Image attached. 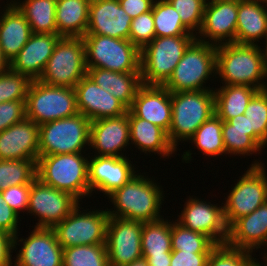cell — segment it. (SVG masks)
I'll list each match as a JSON object with an SVG mask.
<instances>
[{
  "label": "cell",
  "instance_id": "34",
  "mask_svg": "<svg viewBox=\"0 0 267 266\" xmlns=\"http://www.w3.org/2000/svg\"><path fill=\"white\" fill-rule=\"evenodd\" d=\"M142 255H164L172 253L171 219L143 223L141 235Z\"/></svg>",
  "mask_w": 267,
  "mask_h": 266
},
{
  "label": "cell",
  "instance_id": "51",
  "mask_svg": "<svg viewBox=\"0 0 267 266\" xmlns=\"http://www.w3.org/2000/svg\"><path fill=\"white\" fill-rule=\"evenodd\" d=\"M229 123V130H240L248 132V136L253 138V131H249L248 118L242 114L237 115L227 121Z\"/></svg>",
  "mask_w": 267,
  "mask_h": 266
},
{
  "label": "cell",
  "instance_id": "12",
  "mask_svg": "<svg viewBox=\"0 0 267 266\" xmlns=\"http://www.w3.org/2000/svg\"><path fill=\"white\" fill-rule=\"evenodd\" d=\"M81 205L79 203L63 221L52 228L63 249L79 245L106 244L107 223L110 217L107 210L94 209L96 206L85 210Z\"/></svg>",
  "mask_w": 267,
  "mask_h": 266
},
{
  "label": "cell",
  "instance_id": "39",
  "mask_svg": "<svg viewBox=\"0 0 267 266\" xmlns=\"http://www.w3.org/2000/svg\"><path fill=\"white\" fill-rule=\"evenodd\" d=\"M63 266H109L106 244L64 248Z\"/></svg>",
  "mask_w": 267,
  "mask_h": 266
},
{
  "label": "cell",
  "instance_id": "35",
  "mask_svg": "<svg viewBox=\"0 0 267 266\" xmlns=\"http://www.w3.org/2000/svg\"><path fill=\"white\" fill-rule=\"evenodd\" d=\"M152 14L156 37L194 35L182 23L179 13L167 0H155Z\"/></svg>",
  "mask_w": 267,
  "mask_h": 266
},
{
  "label": "cell",
  "instance_id": "17",
  "mask_svg": "<svg viewBox=\"0 0 267 266\" xmlns=\"http://www.w3.org/2000/svg\"><path fill=\"white\" fill-rule=\"evenodd\" d=\"M129 159L127 156L92 155L90 157L89 155L88 181L91 197L96 191V194L103 193V196H109L135 176L139 170Z\"/></svg>",
  "mask_w": 267,
  "mask_h": 266
},
{
  "label": "cell",
  "instance_id": "52",
  "mask_svg": "<svg viewBox=\"0 0 267 266\" xmlns=\"http://www.w3.org/2000/svg\"><path fill=\"white\" fill-rule=\"evenodd\" d=\"M146 259L149 266H170L171 253H164V255H142Z\"/></svg>",
  "mask_w": 267,
  "mask_h": 266
},
{
  "label": "cell",
  "instance_id": "46",
  "mask_svg": "<svg viewBox=\"0 0 267 266\" xmlns=\"http://www.w3.org/2000/svg\"><path fill=\"white\" fill-rule=\"evenodd\" d=\"M31 184L9 186L1 192L2 197L16 213H27ZM22 211V212H21Z\"/></svg>",
  "mask_w": 267,
  "mask_h": 266
},
{
  "label": "cell",
  "instance_id": "27",
  "mask_svg": "<svg viewBox=\"0 0 267 266\" xmlns=\"http://www.w3.org/2000/svg\"><path fill=\"white\" fill-rule=\"evenodd\" d=\"M130 144L146 154L154 153L161 158L175 157L177 150L169 142L167 132L161 127L136 117L129 110Z\"/></svg>",
  "mask_w": 267,
  "mask_h": 266
},
{
  "label": "cell",
  "instance_id": "7",
  "mask_svg": "<svg viewBox=\"0 0 267 266\" xmlns=\"http://www.w3.org/2000/svg\"><path fill=\"white\" fill-rule=\"evenodd\" d=\"M90 123L87 117L78 112L39 125V156L88 151Z\"/></svg>",
  "mask_w": 267,
  "mask_h": 266
},
{
  "label": "cell",
  "instance_id": "54",
  "mask_svg": "<svg viewBox=\"0 0 267 266\" xmlns=\"http://www.w3.org/2000/svg\"><path fill=\"white\" fill-rule=\"evenodd\" d=\"M125 266H149V265L147 264L146 259L142 257Z\"/></svg>",
  "mask_w": 267,
  "mask_h": 266
},
{
  "label": "cell",
  "instance_id": "45",
  "mask_svg": "<svg viewBox=\"0 0 267 266\" xmlns=\"http://www.w3.org/2000/svg\"><path fill=\"white\" fill-rule=\"evenodd\" d=\"M26 118V101L0 103V132Z\"/></svg>",
  "mask_w": 267,
  "mask_h": 266
},
{
  "label": "cell",
  "instance_id": "47",
  "mask_svg": "<svg viewBox=\"0 0 267 266\" xmlns=\"http://www.w3.org/2000/svg\"><path fill=\"white\" fill-rule=\"evenodd\" d=\"M21 215L5 203L0 192V229L15 237L19 232Z\"/></svg>",
  "mask_w": 267,
  "mask_h": 266
},
{
  "label": "cell",
  "instance_id": "42",
  "mask_svg": "<svg viewBox=\"0 0 267 266\" xmlns=\"http://www.w3.org/2000/svg\"><path fill=\"white\" fill-rule=\"evenodd\" d=\"M32 80L10 68L0 75V103L8 101H26Z\"/></svg>",
  "mask_w": 267,
  "mask_h": 266
},
{
  "label": "cell",
  "instance_id": "19",
  "mask_svg": "<svg viewBox=\"0 0 267 266\" xmlns=\"http://www.w3.org/2000/svg\"><path fill=\"white\" fill-rule=\"evenodd\" d=\"M237 14L238 3L207 1L196 40L214 45L235 43Z\"/></svg>",
  "mask_w": 267,
  "mask_h": 266
},
{
  "label": "cell",
  "instance_id": "57",
  "mask_svg": "<svg viewBox=\"0 0 267 266\" xmlns=\"http://www.w3.org/2000/svg\"><path fill=\"white\" fill-rule=\"evenodd\" d=\"M264 251L263 252H261L260 254L262 255L261 257V259H267V245L264 247V249H263ZM266 251V252H265ZM263 253V254H262Z\"/></svg>",
  "mask_w": 267,
  "mask_h": 266
},
{
  "label": "cell",
  "instance_id": "13",
  "mask_svg": "<svg viewBox=\"0 0 267 266\" xmlns=\"http://www.w3.org/2000/svg\"><path fill=\"white\" fill-rule=\"evenodd\" d=\"M80 203L72 194L57 190L36 178L31 183L27 215L37 219L35 228H53L63 221ZM39 218V219H38Z\"/></svg>",
  "mask_w": 267,
  "mask_h": 266
},
{
  "label": "cell",
  "instance_id": "2",
  "mask_svg": "<svg viewBox=\"0 0 267 266\" xmlns=\"http://www.w3.org/2000/svg\"><path fill=\"white\" fill-rule=\"evenodd\" d=\"M216 78L223 85L240 84L264 90L267 86V57L258 45H217Z\"/></svg>",
  "mask_w": 267,
  "mask_h": 266
},
{
  "label": "cell",
  "instance_id": "21",
  "mask_svg": "<svg viewBox=\"0 0 267 266\" xmlns=\"http://www.w3.org/2000/svg\"><path fill=\"white\" fill-rule=\"evenodd\" d=\"M131 22L118 0H91L86 34L129 40Z\"/></svg>",
  "mask_w": 267,
  "mask_h": 266
},
{
  "label": "cell",
  "instance_id": "33",
  "mask_svg": "<svg viewBox=\"0 0 267 266\" xmlns=\"http://www.w3.org/2000/svg\"><path fill=\"white\" fill-rule=\"evenodd\" d=\"M188 142L193 143L199 153H203L202 156H211L214 159L226 155L222 137V120L216 114L212 115L196 130Z\"/></svg>",
  "mask_w": 267,
  "mask_h": 266
},
{
  "label": "cell",
  "instance_id": "8",
  "mask_svg": "<svg viewBox=\"0 0 267 266\" xmlns=\"http://www.w3.org/2000/svg\"><path fill=\"white\" fill-rule=\"evenodd\" d=\"M256 159L232 186L227 198L224 195V218L228 228L239 218L252 213L267 202V169Z\"/></svg>",
  "mask_w": 267,
  "mask_h": 266
},
{
  "label": "cell",
  "instance_id": "9",
  "mask_svg": "<svg viewBox=\"0 0 267 266\" xmlns=\"http://www.w3.org/2000/svg\"><path fill=\"white\" fill-rule=\"evenodd\" d=\"M82 38L87 68L140 72V50L130 40L95 34Z\"/></svg>",
  "mask_w": 267,
  "mask_h": 266
},
{
  "label": "cell",
  "instance_id": "58",
  "mask_svg": "<svg viewBox=\"0 0 267 266\" xmlns=\"http://www.w3.org/2000/svg\"><path fill=\"white\" fill-rule=\"evenodd\" d=\"M259 259L252 265V266H264L260 261Z\"/></svg>",
  "mask_w": 267,
  "mask_h": 266
},
{
  "label": "cell",
  "instance_id": "15",
  "mask_svg": "<svg viewBox=\"0 0 267 266\" xmlns=\"http://www.w3.org/2000/svg\"><path fill=\"white\" fill-rule=\"evenodd\" d=\"M188 198L176 221L185 228L205 234L217 245L226 244L228 226L224 218L223 202L220 206L196 196L189 195Z\"/></svg>",
  "mask_w": 267,
  "mask_h": 266
},
{
  "label": "cell",
  "instance_id": "31",
  "mask_svg": "<svg viewBox=\"0 0 267 266\" xmlns=\"http://www.w3.org/2000/svg\"><path fill=\"white\" fill-rule=\"evenodd\" d=\"M259 91L248 85H222L214 88L215 114L228 121L237 115L244 114L252 97Z\"/></svg>",
  "mask_w": 267,
  "mask_h": 266
},
{
  "label": "cell",
  "instance_id": "18",
  "mask_svg": "<svg viewBox=\"0 0 267 266\" xmlns=\"http://www.w3.org/2000/svg\"><path fill=\"white\" fill-rule=\"evenodd\" d=\"M128 146H131L129 109L118 117L91 121L89 149L94 155L125 157Z\"/></svg>",
  "mask_w": 267,
  "mask_h": 266
},
{
  "label": "cell",
  "instance_id": "29",
  "mask_svg": "<svg viewBox=\"0 0 267 266\" xmlns=\"http://www.w3.org/2000/svg\"><path fill=\"white\" fill-rule=\"evenodd\" d=\"M87 75L128 109L143 85L140 72H114L103 68H87Z\"/></svg>",
  "mask_w": 267,
  "mask_h": 266
},
{
  "label": "cell",
  "instance_id": "59",
  "mask_svg": "<svg viewBox=\"0 0 267 266\" xmlns=\"http://www.w3.org/2000/svg\"><path fill=\"white\" fill-rule=\"evenodd\" d=\"M261 263H262L264 266H267V259H263V262L261 261Z\"/></svg>",
  "mask_w": 267,
  "mask_h": 266
},
{
  "label": "cell",
  "instance_id": "1",
  "mask_svg": "<svg viewBox=\"0 0 267 266\" xmlns=\"http://www.w3.org/2000/svg\"><path fill=\"white\" fill-rule=\"evenodd\" d=\"M147 173L143 172L141 174L139 171L121 188L116 189L107 196V199L113 205L111 209L106 207L110 217L143 223L164 217L160 212L166 197L164 195L165 191L162 185L156 182L154 176L151 178Z\"/></svg>",
  "mask_w": 267,
  "mask_h": 266
},
{
  "label": "cell",
  "instance_id": "48",
  "mask_svg": "<svg viewBox=\"0 0 267 266\" xmlns=\"http://www.w3.org/2000/svg\"><path fill=\"white\" fill-rule=\"evenodd\" d=\"M210 253L172 250L170 266H206Z\"/></svg>",
  "mask_w": 267,
  "mask_h": 266
},
{
  "label": "cell",
  "instance_id": "40",
  "mask_svg": "<svg viewBox=\"0 0 267 266\" xmlns=\"http://www.w3.org/2000/svg\"><path fill=\"white\" fill-rule=\"evenodd\" d=\"M222 137L226 149V155L255 156L260 155L262 147L251 137L248 132L240 130H229V123L222 121ZM257 154V155H256Z\"/></svg>",
  "mask_w": 267,
  "mask_h": 266
},
{
  "label": "cell",
  "instance_id": "50",
  "mask_svg": "<svg viewBox=\"0 0 267 266\" xmlns=\"http://www.w3.org/2000/svg\"><path fill=\"white\" fill-rule=\"evenodd\" d=\"M14 237L0 229V266H13Z\"/></svg>",
  "mask_w": 267,
  "mask_h": 266
},
{
  "label": "cell",
  "instance_id": "23",
  "mask_svg": "<svg viewBox=\"0 0 267 266\" xmlns=\"http://www.w3.org/2000/svg\"><path fill=\"white\" fill-rule=\"evenodd\" d=\"M129 110L168 133L172 117L171 92L164 86L143 84Z\"/></svg>",
  "mask_w": 267,
  "mask_h": 266
},
{
  "label": "cell",
  "instance_id": "5",
  "mask_svg": "<svg viewBox=\"0 0 267 266\" xmlns=\"http://www.w3.org/2000/svg\"><path fill=\"white\" fill-rule=\"evenodd\" d=\"M216 65L217 45L195 40L163 86L170 92L214 90L206 83L216 82Z\"/></svg>",
  "mask_w": 267,
  "mask_h": 266
},
{
  "label": "cell",
  "instance_id": "36",
  "mask_svg": "<svg viewBox=\"0 0 267 266\" xmlns=\"http://www.w3.org/2000/svg\"><path fill=\"white\" fill-rule=\"evenodd\" d=\"M37 160H0V192L9 186L31 184L36 178Z\"/></svg>",
  "mask_w": 267,
  "mask_h": 266
},
{
  "label": "cell",
  "instance_id": "49",
  "mask_svg": "<svg viewBox=\"0 0 267 266\" xmlns=\"http://www.w3.org/2000/svg\"><path fill=\"white\" fill-rule=\"evenodd\" d=\"M120 6L132 19L152 10L155 0H118Z\"/></svg>",
  "mask_w": 267,
  "mask_h": 266
},
{
  "label": "cell",
  "instance_id": "16",
  "mask_svg": "<svg viewBox=\"0 0 267 266\" xmlns=\"http://www.w3.org/2000/svg\"><path fill=\"white\" fill-rule=\"evenodd\" d=\"M143 222L109 217L106 247L109 266H125L142 258Z\"/></svg>",
  "mask_w": 267,
  "mask_h": 266
},
{
  "label": "cell",
  "instance_id": "26",
  "mask_svg": "<svg viewBox=\"0 0 267 266\" xmlns=\"http://www.w3.org/2000/svg\"><path fill=\"white\" fill-rule=\"evenodd\" d=\"M6 1L7 4L0 10V48L6 59L11 62L33 32L24 15L12 1Z\"/></svg>",
  "mask_w": 267,
  "mask_h": 266
},
{
  "label": "cell",
  "instance_id": "53",
  "mask_svg": "<svg viewBox=\"0 0 267 266\" xmlns=\"http://www.w3.org/2000/svg\"><path fill=\"white\" fill-rule=\"evenodd\" d=\"M10 68V62L4 56L0 48V75Z\"/></svg>",
  "mask_w": 267,
  "mask_h": 266
},
{
  "label": "cell",
  "instance_id": "4",
  "mask_svg": "<svg viewBox=\"0 0 267 266\" xmlns=\"http://www.w3.org/2000/svg\"><path fill=\"white\" fill-rule=\"evenodd\" d=\"M172 117L169 142L175 148L188 142L196 130L215 114L214 90L171 92Z\"/></svg>",
  "mask_w": 267,
  "mask_h": 266
},
{
  "label": "cell",
  "instance_id": "44",
  "mask_svg": "<svg viewBox=\"0 0 267 266\" xmlns=\"http://www.w3.org/2000/svg\"><path fill=\"white\" fill-rule=\"evenodd\" d=\"M152 10L132 19L129 40L141 51L155 38Z\"/></svg>",
  "mask_w": 267,
  "mask_h": 266
},
{
  "label": "cell",
  "instance_id": "41",
  "mask_svg": "<svg viewBox=\"0 0 267 266\" xmlns=\"http://www.w3.org/2000/svg\"><path fill=\"white\" fill-rule=\"evenodd\" d=\"M252 255L253 252L219 244L209 254L206 266H252L258 260Z\"/></svg>",
  "mask_w": 267,
  "mask_h": 266
},
{
  "label": "cell",
  "instance_id": "56",
  "mask_svg": "<svg viewBox=\"0 0 267 266\" xmlns=\"http://www.w3.org/2000/svg\"><path fill=\"white\" fill-rule=\"evenodd\" d=\"M207 1H225V2H233V3H240V2H244L247 0H207Z\"/></svg>",
  "mask_w": 267,
  "mask_h": 266
},
{
  "label": "cell",
  "instance_id": "3",
  "mask_svg": "<svg viewBox=\"0 0 267 266\" xmlns=\"http://www.w3.org/2000/svg\"><path fill=\"white\" fill-rule=\"evenodd\" d=\"M91 154L81 152L39 156L36 162L37 178L83 202L85 197H91L88 181V160Z\"/></svg>",
  "mask_w": 267,
  "mask_h": 266
},
{
  "label": "cell",
  "instance_id": "37",
  "mask_svg": "<svg viewBox=\"0 0 267 266\" xmlns=\"http://www.w3.org/2000/svg\"><path fill=\"white\" fill-rule=\"evenodd\" d=\"M244 115L248 118L249 131H253V139L264 150L267 147V86L252 97Z\"/></svg>",
  "mask_w": 267,
  "mask_h": 266
},
{
  "label": "cell",
  "instance_id": "32",
  "mask_svg": "<svg viewBox=\"0 0 267 266\" xmlns=\"http://www.w3.org/2000/svg\"><path fill=\"white\" fill-rule=\"evenodd\" d=\"M24 15L34 34H57V0H11Z\"/></svg>",
  "mask_w": 267,
  "mask_h": 266
},
{
  "label": "cell",
  "instance_id": "14",
  "mask_svg": "<svg viewBox=\"0 0 267 266\" xmlns=\"http://www.w3.org/2000/svg\"><path fill=\"white\" fill-rule=\"evenodd\" d=\"M32 228L25 239L24 236L19 238L20 233L14 237L15 252L20 247L16 257L13 256V266H63V248L54 230Z\"/></svg>",
  "mask_w": 267,
  "mask_h": 266
},
{
  "label": "cell",
  "instance_id": "24",
  "mask_svg": "<svg viewBox=\"0 0 267 266\" xmlns=\"http://www.w3.org/2000/svg\"><path fill=\"white\" fill-rule=\"evenodd\" d=\"M61 38L58 34H32L25 46L11 60L10 69L38 80Z\"/></svg>",
  "mask_w": 267,
  "mask_h": 266
},
{
  "label": "cell",
  "instance_id": "25",
  "mask_svg": "<svg viewBox=\"0 0 267 266\" xmlns=\"http://www.w3.org/2000/svg\"><path fill=\"white\" fill-rule=\"evenodd\" d=\"M226 244L250 252H262L267 245V202L252 213L237 219L228 228Z\"/></svg>",
  "mask_w": 267,
  "mask_h": 266
},
{
  "label": "cell",
  "instance_id": "38",
  "mask_svg": "<svg viewBox=\"0 0 267 266\" xmlns=\"http://www.w3.org/2000/svg\"><path fill=\"white\" fill-rule=\"evenodd\" d=\"M172 250L188 252H211L217 245L205 234L185 228L175 220L171 221Z\"/></svg>",
  "mask_w": 267,
  "mask_h": 266
},
{
  "label": "cell",
  "instance_id": "55",
  "mask_svg": "<svg viewBox=\"0 0 267 266\" xmlns=\"http://www.w3.org/2000/svg\"><path fill=\"white\" fill-rule=\"evenodd\" d=\"M264 41L262 42V44L264 45H258L259 46V48L263 51V53L266 55V57H267V31H266V33H265V36H264V39H263ZM265 43V44H264ZM264 47V48H263Z\"/></svg>",
  "mask_w": 267,
  "mask_h": 266
},
{
  "label": "cell",
  "instance_id": "22",
  "mask_svg": "<svg viewBox=\"0 0 267 266\" xmlns=\"http://www.w3.org/2000/svg\"><path fill=\"white\" fill-rule=\"evenodd\" d=\"M39 125L24 120L0 132V160H37Z\"/></svg>",
  "mask_w": 267,
  "mask_h": 266
},
{
  "label": "cell",
  "instance_id": "11",
  "mask_svg": "<svg viewBox=\"0 0 267 266\" xmlns=\"http://www.w3.org/2000/svg\"><path fill=\"white\" fill-rule=\"evenodd\" d=\"M87 74L82 37H61L38 81L52 86L75 88Z\"/></svg>",
  "mask_w": 267,
  "mask_h": 266
},
{
  "label": "cell",
  "instance_id": "20",
  "mask_svg": "<svg viewBox=\"0 0 267 266\" xmlns=\"http://www.w3.org/2000/svg\"><path fill=\"white\" fill-rule=\"evenodd\" d=\"M78 112L90 121L118 117L128 108L108 91L98 86L87 74L75 86Z\"/></svg>",
  "mask_w": 267,
  "mask_h": 266
},
{
  "label": "cell",
  "instance_id": "43",
  "mask_svg": "<svg viewBox=\"0 0 267 266\" xmlns=\"http://www.w3.org/2000/svg\"><path fill=\"white\" fill-rule=\"evenodd\" d=\"M179 13L182 23L196 36L200 31L207 0H167Z\"/></svg>",
  "mask_w": 267,
  "mask_h": 266
},
{
  "label": "cell",
  "instance_id": "28",
  "mask_svg": "<svg viewBox=\"0 0 267 266\" xmlns=\"http://www.w3.org/2000/svg\"><path fill=\"white\" fill-rule=\"evenodd\" d=\"M266 6L267 2L261 0H247L238 4L236 44H261L267 31Z\"/></svg>",
  "mask_w": 267,
  "mask_h": 266
},
{
  "label": "cell",
  "instance_id": "6",
  "mask_svg": "<svg viewBox=\"0 0 267 266\" xmlns=\"http://www.w3.org/2000/svg\"><path fill=\"white\" fill-rule=\"evenodd\" d=\"M195 40V35L155 37L140 51L142 83L163 86Z\"/></svg>",
  "mask_w": 267,
  "mask_h": 266
},
{
  "label": "cell",
  "instance_id": "30",
  "mask_svg": "<svg viewBox=\"0 0 267 266\" xmlns=\"http://www.w3.org/2000/svg\"><path fill=\"white\" fill-rule=\"evenodd\" d=\"M91 0H57V34L61 37H83L86 34Z\"/></svg>",
  "mask_w": 267,
  "mask_h": 266
},
{
  "label": "cell",
  "instance_id": "10",
  "mask_svg": "<svg viewBox=\"0 0 267 266\" xmlns=\"http://www.w3.org/2000/svg\"><path fill=\"white\" fill-rule=\"evenodd\" d=\"M77 113L75 88L32 80L26 96V118L41 125Z\"/></svg>",
  "mask_w": 267,
  "mask_h": 266
}]
</instances>
